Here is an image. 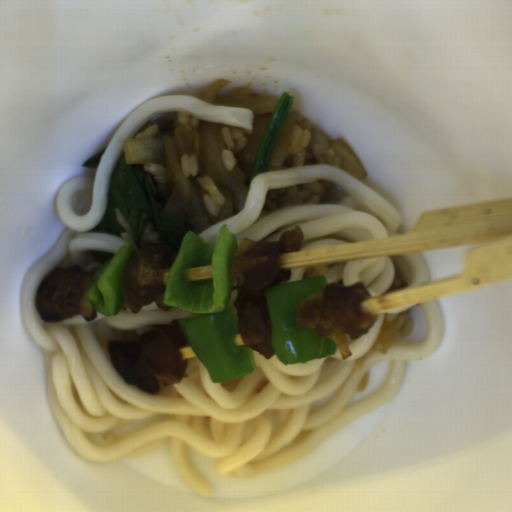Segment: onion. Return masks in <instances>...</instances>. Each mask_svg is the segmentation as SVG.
<instances>
[{"instance_id": "obj_1", "label": "onion", "mask_w": 512, "mask_h": 512, "mask_svg": "<svg viewBox=\"0 0 512 512\" xmlns=\"http://www.w3.org/2000/svg\"><path fill=\"white\" fill-rule=\"evenodd\" d=\"M222 124L200 122L197 127L180 125L171 132L154 133L128 139L123 145L125 162L129 164L160 163L167 172V199L159 212L161 244L170 245L177 253L185 234H200L223 220L243 211L249 190L241 167L226 170L221 154L227 150ZM198 159L196 177L181 174L182 155ZM209 177L225 197L219 214L206 211V192L196 181Z\"/></svg>"}, {"instance_id": "obj_2", "label": "onion", "mask_w": 512, "mask_h": 512, "mask_svg": "<svg viewBox=\"0 0 512 512\" xmlns=\"http://www.w3.org/2000/svg\"><path fill=\"white\" fill-rule=\"evenodd\" d=\"M231 79H220L210 86L205 93L204 102L213 103L217 106H234L248 108L252 115L258 116L262 114L274 112L280 96L278 95H233L224 99H218L221 88L229 84Z\"/></svg>"}, {"instance_id": "obj_3", "label": "onion", "mask_w": 512, "mask_h": 512, "mask_svg": "<svg viewBox=\"0 0 512 512\" xmlns=\"http://www.w3.org/2000/svg\"><path fill=\"white\" fill-rule=\"evenodd\" d=\"M329 147L334 150L335 156L340 158V166L343 171L358 181L367 177V172L361 161L349 147L345 140H330Z\"/></svg>"}]
</instances>
